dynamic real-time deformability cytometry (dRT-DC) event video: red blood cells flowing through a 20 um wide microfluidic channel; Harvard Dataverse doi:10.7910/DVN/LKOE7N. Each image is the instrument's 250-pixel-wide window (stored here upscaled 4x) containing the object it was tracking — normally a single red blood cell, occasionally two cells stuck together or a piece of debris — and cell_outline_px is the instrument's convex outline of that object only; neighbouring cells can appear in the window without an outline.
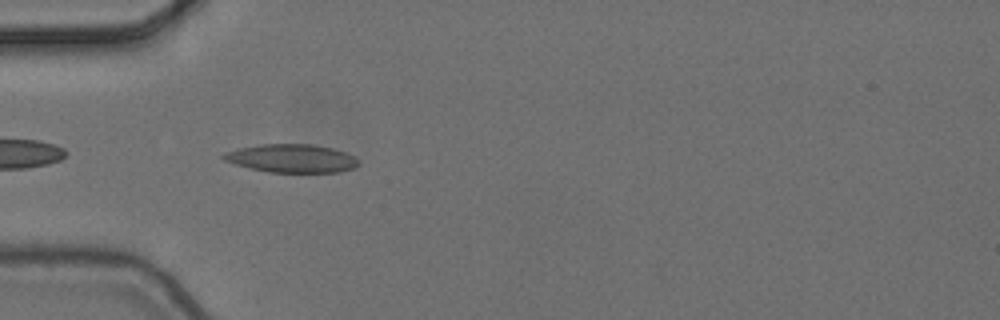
{"species": "common noctule bat (a hibernating species)", "species_latin": "Nyctalus noctula", "temperature_condition": "cold", "stored_images_in_passage": 8, "camera_frame_rate_fps": 3000, "um_per_image_px": 0.085, "animal": {"sex": "female", "body_mass_g": 24.6, "forearm_length_mm": 56.2}, "frame": {"image": 1, "passage_image": 3, "time_ms": 0.667, "image_size_px": [1000, 320], "cell_outline_px": [[360, 164], [352, 168], [340, 172], [268, 172], [236, 164], [224, 160], [220, 156], [224, 152], [240, 148], [260, 144], [312, 144], [332, 148], [344, 152], [360, 160]], "centroid_in_image_um": [24.79, 13.46], "position_along_channel_um": 60.2, "area_um2": 22.14}}
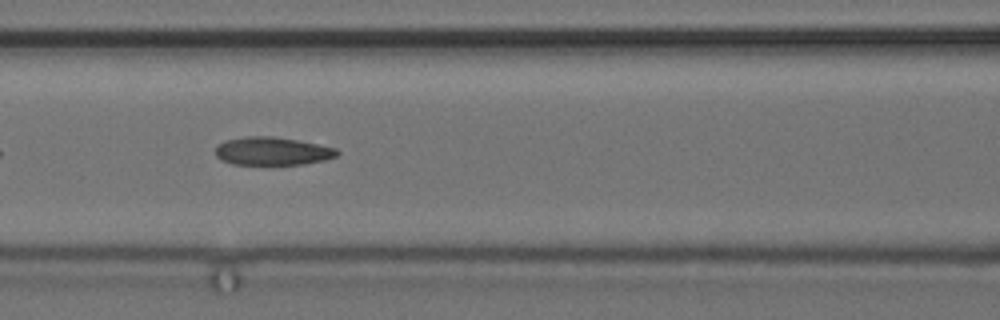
{"frame": {"image": 2, "passage_image": 5, "time_ms": 1.333, "image_size_px": [1000, 320], "cell_outline_px": [[340, 152], [336, 156], [324, 160], [304, 164], [272, 168], [268, 168], [232, 164], [220, 160], [216, 156], [216, 148], [224, 140], [244, 136], [272, 136], [296, 140], [336, 148]], "centroid_in_image_um": [23.11, 12.91], "position_along_channel_um": 143.5, "area_um2": 20.92}}
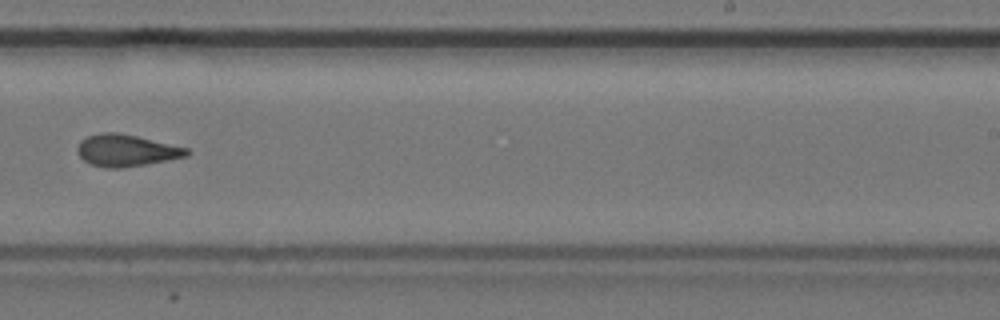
{"frame": {"image": 3, "passage_image": 8, "time_ms": 2.333, "image_size_px": [1000, 320], "cell_outline_px": [[192, 152], [188, 156], [124, 168], [104, 168], [92, 164], [84, 160], [76, 152], [76, 148], [80, 140], [88, 136], [100, 132], [116, 132], [136, 136], [188, 148]], "centroid_in_image_um": [10.72, 12.79], "position_along_channel_um": 278.3, "area_um2": 20.35}}